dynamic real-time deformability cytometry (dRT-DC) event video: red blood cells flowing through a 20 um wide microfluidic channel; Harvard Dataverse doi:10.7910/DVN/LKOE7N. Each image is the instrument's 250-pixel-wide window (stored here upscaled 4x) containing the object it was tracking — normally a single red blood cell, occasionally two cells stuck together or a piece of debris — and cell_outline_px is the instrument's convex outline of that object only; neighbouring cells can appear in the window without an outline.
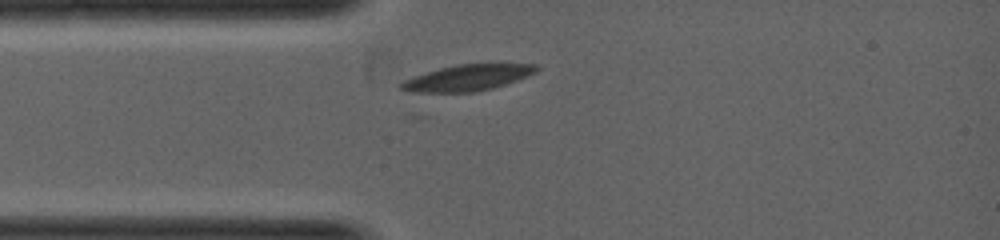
{"species": "common noctule bat (a hibernating species)", "species_latin": "Nyctalus noctula", "temperature_condition": "warm", "stored_images_in_passage": 8, "camera_frame_rate_fps": 5000, "um_per_image_px": 0.085, "animal": {"sex": "female", "body_mass_g": 19.0, "forearm_length_mm": 53.3}, "frame": {"image": 1, "passage_image": 5, "time_ms": 1.8, "image_size_px": [1000, 240], "cell_outline_px": [[540, 68], [536, 72], [516, 80], [492, 88], [472, 92], [412, 92], [396, 88], [404, 80], [412, 76], [440, 68], [456, 64], [488, 60], [496, 60], [536, 64]], "centroid_in_image_um": [39.82, 6.53], "position_along_channel_um": 45.2, "area_um2": 21.68}}
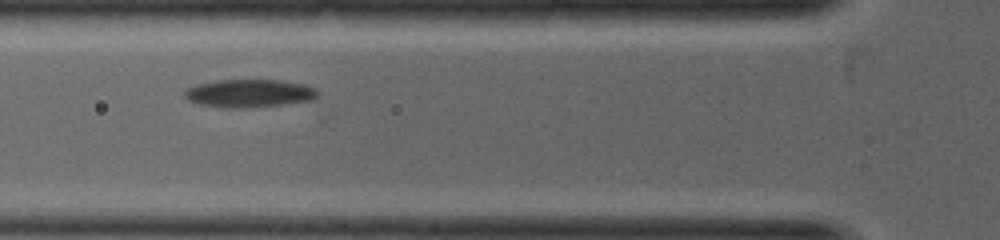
{"frame": {"image": 2, "passage_image": 7, "time_ms": 2.6, "image_size_px": [1000, 240], "cell_outline_px": [[320, 92], [312, 100], [284, 104], [244, 108], [224, 108], [200, 104], [188, 100], [184, 96], [184, 88], [196, 84], [216, 80], [280, 80], [304, 84]], "centroid_in_image_um": [21.13, 7.93], "position_along_channel_um": 104.7, "area_um2": 21.79}}
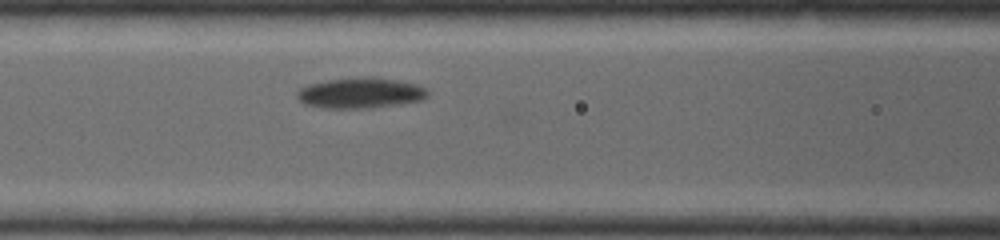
{"frame": {"image": 3, "passage_image": 8, "time_ms": 3.0, "image_size_px": [1000, 240], "cell_outline_px": [[428, 96], [420, 100], [372, 108], [320, 108], [304, 104], [296, 96], [296, 92], [300, 88], [308, 84], [328, 80], [372, 76], [396, 80], [416, 84], [428, 88]], "centroid_in_image_um": [30.61, 7.9], "position_along_channel_um": 136.0, "area_um2": 23.29}}